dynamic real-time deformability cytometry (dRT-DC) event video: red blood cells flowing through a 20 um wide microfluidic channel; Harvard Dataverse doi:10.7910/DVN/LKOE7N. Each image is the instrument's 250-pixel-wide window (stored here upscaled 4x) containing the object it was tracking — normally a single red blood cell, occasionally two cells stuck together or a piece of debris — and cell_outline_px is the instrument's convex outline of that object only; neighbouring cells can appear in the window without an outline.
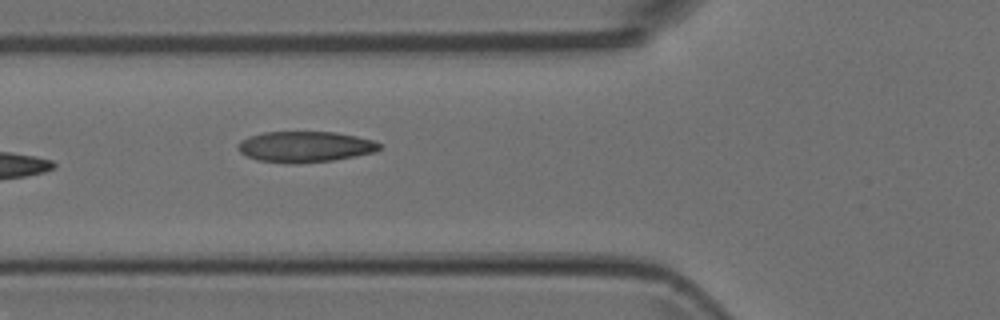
{"species": "Egyptian fruit bat (a non-hibernating species)", "species_latin": "Rousettus aegyptiacus", "temperature_condition": "room temperature", "stored_images_in_passage": 3, "camera_frame_rate_fps": 3000, "um_per_image_px": 0.085, "animal": {"sex": "female"}, "frame": {"image": 1, "passage_image": 3, "time_ms": 0.667, "image_size_px": [1000, 320], "cell_outline_px": [[380, 148], [376, 152], [332, 160], [256, 160], [240, 152], [236, 148], [236, 144], [240, 140], [248, 136], [264, 132], [336, 132], [356, 136], [372, 140], [380, 144]], "centroid_in_image_um": [25.92, 12.41], "position_along_channel_um": 99.9, "area_um2": 24.39}}